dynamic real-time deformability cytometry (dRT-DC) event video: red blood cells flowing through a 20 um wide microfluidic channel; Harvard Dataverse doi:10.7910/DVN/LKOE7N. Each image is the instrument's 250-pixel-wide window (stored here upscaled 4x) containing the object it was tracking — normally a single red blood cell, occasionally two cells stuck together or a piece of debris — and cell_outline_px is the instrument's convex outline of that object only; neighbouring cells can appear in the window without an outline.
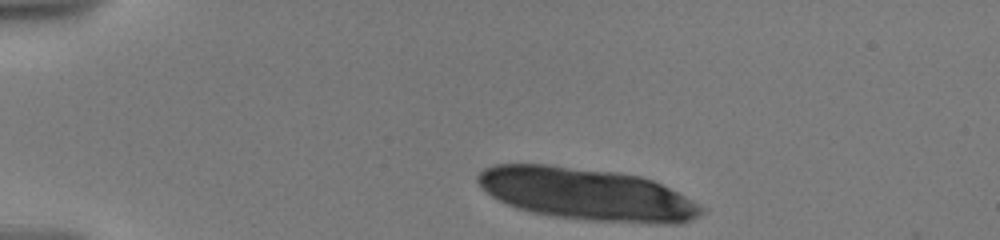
{"species": "human", "species_latin": "Homo sapiens", "temperature_condition": "warm", "stored_images_in_passage": 12, "camera_frame_rate_fps": 3000, "um_per_image_px": 0.085, "donor": {"sex": "male"}, "frame": {"image": 1, "passage_image": 1, "time_ms": 0.0, "image_size_px": [1000, 240], "cell_outline_px": [[704, 212], [700, 216], [692, 220], [680, 224], [664, 224], [588, 220], [552, 216], [532, 212], [516, 208], [492, 196], [476, 180], [476, 176], [484, 168], [492, 164], [548, 164], [616, 172], [640, 176], [652, 180], [700, 204], [704, 208]], "centroid_in_image_um": [49.89, 16.5], "position_along_channel_um": 35.1, "area_um2": 67.92}}